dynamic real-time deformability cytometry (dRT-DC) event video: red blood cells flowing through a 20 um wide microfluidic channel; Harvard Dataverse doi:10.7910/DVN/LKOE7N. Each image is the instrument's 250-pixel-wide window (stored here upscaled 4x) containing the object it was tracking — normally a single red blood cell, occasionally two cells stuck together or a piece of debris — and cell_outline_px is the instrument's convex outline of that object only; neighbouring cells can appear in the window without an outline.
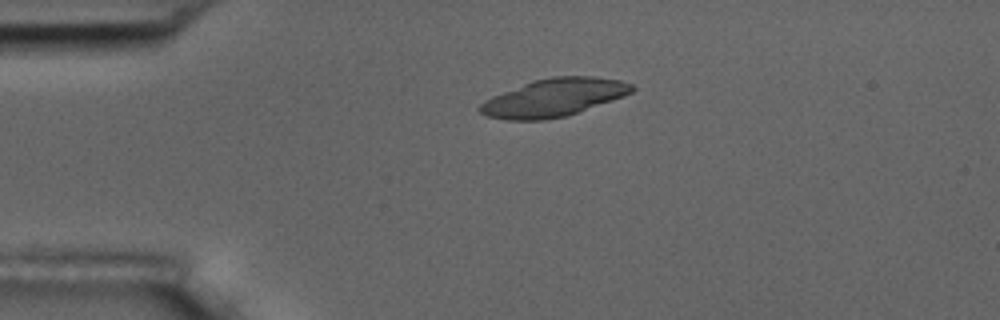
{"species": "common noctule bat (a hibernating species)", "species_latin": "Nyctalus noctula", "temperature_condition": "room temperature", "stored_images_in_passage": 44, "camera_frame_rate_fps": 3000, "um_per_image_px": 0.085, "animal": {"sex": "male", "body_mass_g": 17.5, "forearm_length_mm": 52.3}, "frame": {"image": 1, "passage_image": 1, "time_ms": 0.0, "image_size_px": [1000, 320], "cell_outline_px": [[636, 88], [632, 92], [624, 96], [568, 116], [544, 120], [508, 120], [488, 116], [480, 112], [476, 108], [484, 100], [492, 96], [532, 80], [552, 76], [592, 76], [620, 80], [632, 84]], "centroid_in_image_um": [47.07, 8.29], "position_along_channel_um": 37.9, "area_um2": 33.7}}